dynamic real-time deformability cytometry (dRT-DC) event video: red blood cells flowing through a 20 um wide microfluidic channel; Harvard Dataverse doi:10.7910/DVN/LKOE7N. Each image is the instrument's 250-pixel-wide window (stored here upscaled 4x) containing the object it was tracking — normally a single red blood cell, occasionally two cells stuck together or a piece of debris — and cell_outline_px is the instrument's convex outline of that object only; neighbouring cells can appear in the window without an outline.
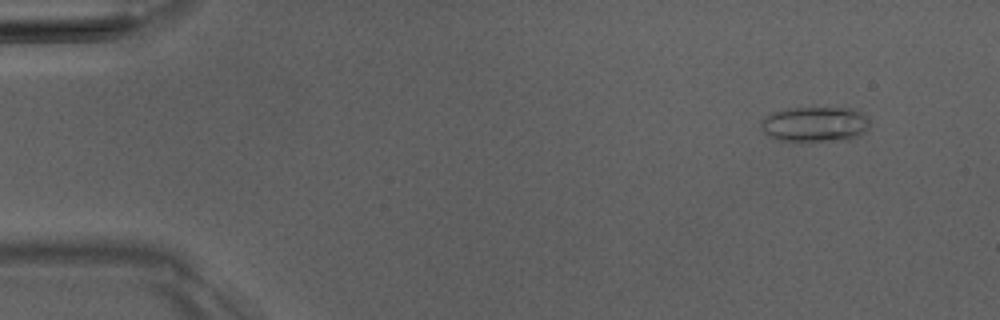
{"species": "Egyptian fruit bat (a non-hibernating species)", "species_latin": "Rousettus aegyptiacus", "temperature_condition": "room temperature", "stored_images_in_passage": 4, "camera_frame_rate_fps": 3000, "um_per_image_px": 0.085, "animal": {"sex": "male"}, "frame": {"image": 1, "passage_image": 4, "time_ms": 4.333, "image_size_px": [1000, 320], "cell_outline_px": [[868, 128], [852, 140], [780, 140], [768, 136], [760, 128], [760, 124], [764, 116], [772, 112], [788, 108], [852, 108], [860, 112], [868, 120]], "centroid_in_image_um": [69.23, 10.55], "position_along_channel_um": 15.8, "area_um2": 22.14}}